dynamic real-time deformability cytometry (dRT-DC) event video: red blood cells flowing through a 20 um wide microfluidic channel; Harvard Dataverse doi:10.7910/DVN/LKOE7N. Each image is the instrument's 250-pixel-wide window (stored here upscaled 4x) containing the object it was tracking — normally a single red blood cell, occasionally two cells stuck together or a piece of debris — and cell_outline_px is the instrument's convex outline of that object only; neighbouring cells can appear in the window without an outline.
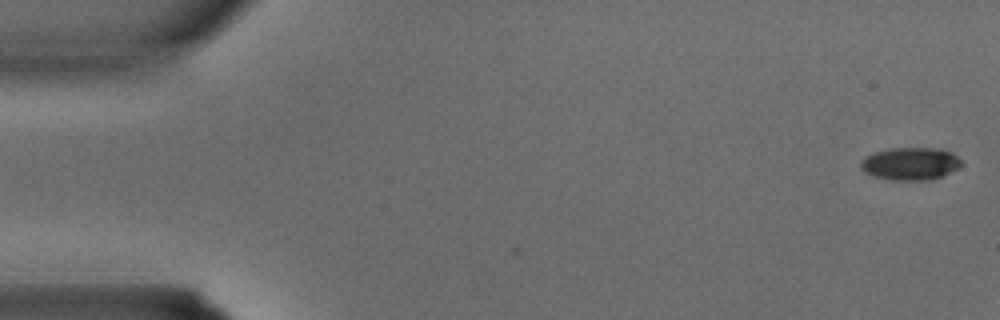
{"species": "common noctule bat (a hibernating species)", "species_latin": "Nyctalus noctula", "temperature_condition": "warm", "stored_images_in_passage": 3, "camera_frame_rate_fps": 3000, "um_per_image_px": 0.085, "animal": {"sex": "male", "body_mass_g": 15.6}, "frame": {"image": 1, "passage_image": 1, "time_ms": 0.0, "image_size_px": [1000, 320], "cell_outline_px": [[960, 164], [956, 168], [940, 176], [928, 180], [892, 180], [872, 176], [864, 172], [860, 168], [860, 160], [864, 156], [876, 152], [892, 148], [940, 148], [952, 152], [960, 160]], "centroid_in_image_um": [77.31, 13.91], "position_along_channel_um": 7.7, "area_um2": 19.02}}